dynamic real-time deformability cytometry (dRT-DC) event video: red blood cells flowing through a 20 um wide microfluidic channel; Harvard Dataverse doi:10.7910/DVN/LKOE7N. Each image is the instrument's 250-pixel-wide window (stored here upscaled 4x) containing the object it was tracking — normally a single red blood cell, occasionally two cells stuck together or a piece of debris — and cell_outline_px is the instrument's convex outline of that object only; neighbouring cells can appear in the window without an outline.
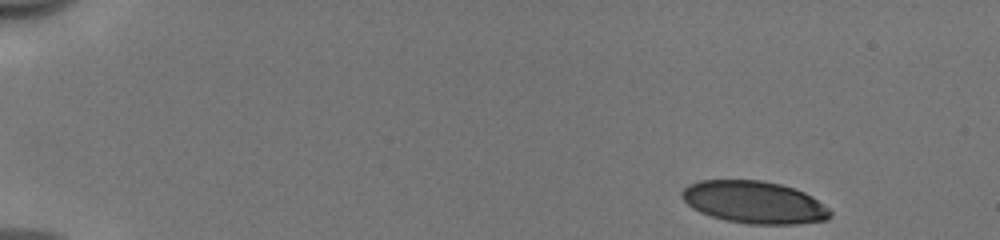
{"species": "human", "species_latin": "Homo sapiens", "temperature_condition": "cold", "stored_images_in_passage": 48, "camera_frame_rate_fps": 3000, "um_per_image_px": 0.085, "donor": {"sex": "male"}, "frame": {"image": 1, "passage_image": 1, "time_ms": 0.0, "image_size_px": [1000, 240], "cell_outline_px": [[832, 216], [828, 220], [796, 224], [748, 224], [728, 220], [712, 216], [700, 212], [692, 208], [680, 196], [680, 192], [688, 184], [696, 180], [760, 180], [780, 184], [804, 192], [812, 196], [828, 208], [832, 212]], "centroid_in_image_um": [64.1, 17.19], "position_along_channel_um": 20.9, "area_um2": 36.65}}
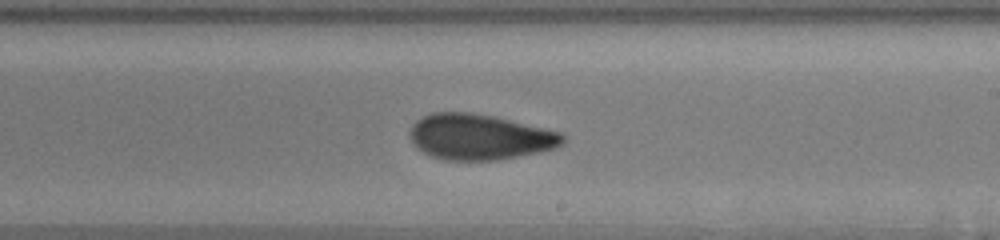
{"frame": {"image": 2, "passage_image": 28, "time_ms": 9.0, "image_size_px": [1000, 240], "cell_outline_px": [[568, 140], [556, 148], [540, 152], [520, 156], [496, 160], [444, 160], [432, 156], [416, 148], [412, 140], [412, 124], [416, 120], [432, 112], [472, 112], [496, 116], [564, 132]], "centroid_in_image_um": [40.86, 11.63], "position_along_channel_um": 248.1, "area_um2": 41.1}}
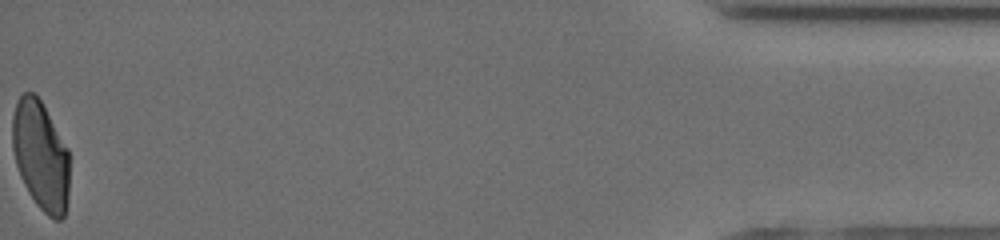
{"frame": {"image": 3, "passage_image": 48, "time_ms": 15.667, "image_size_px": [1000, 240], "cell_outline_px": [[68, 200], [64, 216], [60, 220], [56, 220], [48, 216], [36, 204], [28, 192], [20, 176], [16, 164], [12, 148], [12, 116], [16, 100], [24, 92], [32, 92], [40, 100], [68, 148]], "centroid_in_image_um": [3.44, 13.23], "position_along_channel_um": 431.8, "area_um2": 36.36}, "authors_computed_cell_mechanics": {"area_um2": 39.1884, "velocity_mm_per_s": 3.9748, "shape_relaxation_time_tau1_ms": 4.0983, "shape_relaxation_time_tau2_ms": 1.5718, "deformation_change_tau1": 0.1575, "deformation_change_tau2": 0.0797}}